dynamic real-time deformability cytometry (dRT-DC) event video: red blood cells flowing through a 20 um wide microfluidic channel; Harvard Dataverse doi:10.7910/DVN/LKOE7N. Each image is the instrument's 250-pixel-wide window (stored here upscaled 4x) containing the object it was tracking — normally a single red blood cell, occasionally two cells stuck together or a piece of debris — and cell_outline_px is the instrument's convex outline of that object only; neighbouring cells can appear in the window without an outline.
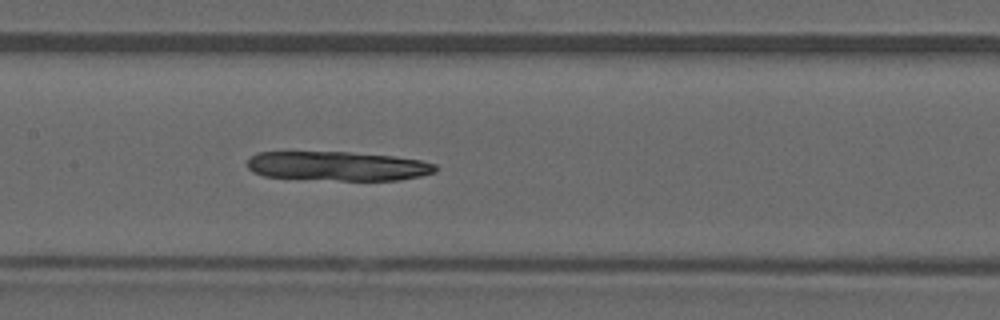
{"species": "common noctule bat (a hibernating species)", "species_latin": "Nyctalus noctula", "temperature_condition": "warm", "stored_images_in_passage": 35, "camera_frame_rate_fps": 3000, "um_per_image_px": 0.085, "animal": {"sex": "male", "forearm_length_mm": 52.5}, "frame": {"image": 1, "passage_image": 12, "time_ms": 3.667, "image_size_px": [1000, 320], "cell_outline_px": [[436, 172], [420, 176], [400, 180], [340, 180], [264, 176], [252, 172], [248, 168], [248, 160], [256, 152], [348, 152], [392, 156], [420, 160], [436, 164]], "centroid_in_image_um": [28.71, 14.11], "position_along_channel_um": 178.7, "area_um2": 31.91}}